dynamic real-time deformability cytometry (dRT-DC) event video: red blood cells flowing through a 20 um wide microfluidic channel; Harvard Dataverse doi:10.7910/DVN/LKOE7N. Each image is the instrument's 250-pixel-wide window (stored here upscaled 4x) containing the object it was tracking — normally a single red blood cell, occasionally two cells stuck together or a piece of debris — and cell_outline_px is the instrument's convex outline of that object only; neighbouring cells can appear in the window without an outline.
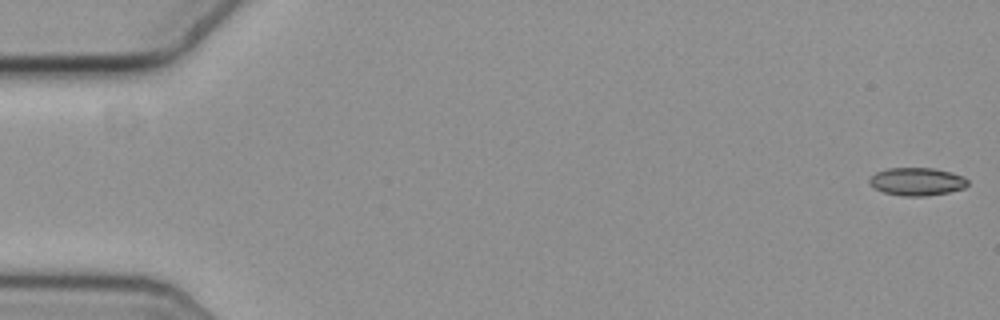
{"species": "common noctule bat (a hibernating species)", "species_latin": "Nyctalus noctula", "temperature_condition": "cold", "stored_images_in_passage": 68, "camera_frame_rate_fps": 3000, "um_per_image_px": 0.085, "animal": {"sex": "female", "body_mass_g": 19.3, "forearm_length_mm": 54.1}, "frame": {"image": 1, "passage_image": 1, "time_ms": 0.0, "image_size_px": [1000, 320], "cell_outline_px": [[968, 184], [964, 188], [948, 192], [924, 196], [904, 196], [884, 192], [876, 188], [868, 180], [876, 172], [888, 168], [932, 168], [948, 172], [960, 176], [968, 180]], "centroid_in_image_um": [77.93, 15.43], "position_along_channel_um": 7.1, "area_um2": 15.61}}